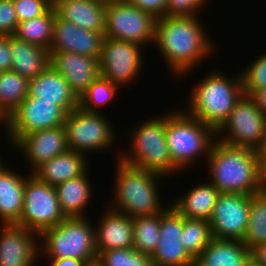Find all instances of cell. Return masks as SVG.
<instances>
[{
  "label": "cell",
  "instance_id": "6da1fadb",
  "mask_svg": "<svg viewBox=\"0 0 266 266\" xmlns=\"http://www.w3.org/2000/svg\"><path fill=\"white\" fill-rule=\"evenodd\" d=\"M203 26L198 16H164L156 20L154 45L172 74L178 75L176 78L188 75L215 52Z\"/></svg>",
  "mask_w": 266,
  "mask_h": 266
},
{
  "label": "cell",
  "instance_id": "7a4b0ae2",
  "mask_svg": "<svg viewBox=\"0 0 266 266\" xmlns=\"http://www.w3.org/2000/svg\"><path fill=\"white\" fill-rule=\"evenodd\" d=\"M209 181L220 193L253 195L266 187L255 150L216 139L208 158Z\"/></svg>",
  "mask_w": 266,
  "mask_h": 266
},
{
  "label": "cell",
  "instance_id": "3957f363",
  "mask_svg": "<svg viewBox=\"0 0 266 266\" xmlns=\"http://www.w3.org/2000/svg\"><path fill=\"white\" fill-rule=\"evenodd\" d=\"M114 198L111 209L131 218L161 213L167 205L160 200L158 185L164 176L128 165L116 158ZM158 188V189H157ZM161 201V202H160Z\"/></svg>",
  "mask_w": 266,
  "mask_h": 266
},
{
  "label": "cell",
  "instance_id": "277c9868",
  "mask_svg": "<svg viewBox=\"0 0 266 266\" xmlns=\"http://www.w3.org/2000/svg\"><path fill=\"white\" fill-rule=\"evenodd\" d=\"M197 84L187 100V113L217 131L244 94L241 74L233 78L213 70Z\"/></svg>",
  "mask_w": 266,
  "mask_h": 266
},
{
  "label": "cell",
  "instance_id": "5b68a950",
  "mask_svg": "<svg viewBox=\"0 0 266 266\" xmlns=\"http://www.w3.org/2000/svg\"><path fill=\"white\" fill-rule=\"evenodd\" d=\"M151 118L130 129V148L116 157L128 165L168 177L180 170L172 163L166 143V113Z\"/></svg>",
  "mask_w": 266,
  "mask_h": 266
},
{
  "label": "cell",
  "instance_id": "8992f818",
  "mask_svg": "<svg viewBox=\"0 0 266 266\" xmlns=\"http://www.w3.org/2000/svg\"><path fill=\"white\" fill-rule=\"evenodd\" d=\"M216 137L212 127L186 110L175 109L166 113V143L172 163L180 171L189 168L200 156L207 159Z\"/></svg>",
  "mask_w": 266,
  "mask_h": 266
},
{
  "label": "cell",
  "instance_id": "52a82bcc",
  "mask_svg": "<svg viewBox=\"0 0 266 266\" xmlns=\"http://www.w3.org/2000/svg\"><path fill=\"white\" fill-rule=\"evenodd\" d=\"M88 219L87 216L66 217L58 225L42 231L38 235L42 257L76 258L86 263L96 260L95 227Z\"/></svg>",
  "mask_w": 266,
  "mask_h": 266
},
{
  "label": "cell",
  "instance_id": "ba28073f",
  "mask_svg": "<svg viewBox=\"0 0 266 266\" xmlns=\"http://www.w3.org/2000/svg\"><path fill=\"white\" fill-rule=\"evenodd\" d=\"M106 117L103 111L87 112L79 106L67 113L64 127L68 150L85 155L89 152L110 151L117 137L111 120Z\"/></svg>",
  "mask_w": 266,
  "mask_h": 266
},
{
  "label": "cell",
  "instance_id": "9c48e42d",
  "mask_svg": "<svg viewBox=\"0 0 266 266\" xmlns=\"http://www.w3.org/2000/svg\"><path fill=\"white\" fill-rule=\"evenodd\" d=\"M26 179L22 214L15 224L38 235L61 223L66 216L61 210L55 186L38 180L33 174Z\"/></svg>",
  "mask_w": 266,
  "mask_h": 266
},
{
  "label": "cell",
  "instance_id": "30bf717a",
  "mask_svg": "<svg viewBox=\"0 0 266 266\" xmlns=\"http://www.w3.org/2000/svg\"><path fill=\"white\" fill-rule=\"evenodd\" d=\"M266 132V115L249 95L235 103L226 121L216 131V139L231 146L256 150Z\"/></svg>",
  "mask_w": 266,
  "mask_h": 266
},
{
  "label": "cell",
  "instance_id": "8fae6325",
  "mask_svg": "<svg viewBox=\"0 0 266 266\" xmlns=\"http://www.w3.org/2000/svg\"><path fill=\"white\" fill-rule=\"evenodd\" d=\"M156 18L126 0L106 4L105 38L124 40L145 47L155 41ZM147 44V45H146Z\"/></svg>",
  "mask_w": 266,
  "mask_h": 266
},
{
  "label": "cell",
  "instance_id": "7c38bea8",
  "mask_svg": "<svg viewBox=\"0 0 266 266\" xmlns=\"http://www.w3.org/2000/svg\"><path fill=\"white\" fill-rule=\"evenodd\" d=\"M66 115L67 113L54 102L39 101L38 98L27 96L3 123L7 131L3 133H7V141L13 147L31 132L64 126Z\"/></svg>",
  "mask_w": 266,
  "mask_h": 266
},
{
  "label": "cell",
  "instance_id": "4fadbf2b",
  "mask_svg": "<svg viewBox=\"0 0 266 266\" xmlns=\"http://www.w3.org/2000/svg\"><path fill=\"white\" fill-rule=\"evenodd\" d=\"M143 48L137 43L104 38L99 57L100 76L121 87L136 82L145 62Z\"/></svg>",
  "mask_w": 266,
  "mask_h": 266
},
{
  "label": "cell",
  "instance_id": "5bb4252c",
  "mask_svg": "<svg viewBox=\"0 0 266 266\" xmlns=\"http://www.w3.org/2000/svg\"><path fill=\"white\" fill-rule=\"evenodd\" d=\"M250 204L251 195L220 193L209 220L213 238L243 241Z\"/></svg>",
  "mask_w": 266,
  "mask_h": 266
},
{
  "label": "cell",
  "instance_id": "9a60e30c",
  "mask_svg": "<svg viewBox=\"0 0 266 266\" xmlns=\"http://www.w3.org/2000/svg\"><path fill=\"white\" fill-rule=\"evenodd\" d=\"M168 204L160 213V238L151 259L155 266H194L195 260L181 242L183 216Z\"/></svg>",
  "mask_w": 266,
  "mask_h": 266
},
{
  "label": "cell",
  "instance_id": "2e32d148",
  "mask_svg": "<svg viewBox=\"0 0 266 266\" xmlns=\"http://www.w3.org/2000/svg\"><path fill=\"white\" fill-rule=\"evenodd\" d=\"M26 157L32 174L39 166L68 150L64 126L43 129L23 136L13 147Z\"/></svg>",
  "mask_w": 266,
  "mask_h": 266
},
{
  "label": "cell",
  "instance_id": "e0dca14e",
  "mask_svg": "<svg viewBox=\"0 0 266 266\" xmlns=\"http://www.w3.org/2000/svg\"><path fill=\"white\" fill-rule=\"evenodd\" d=\"M38 242V234L25 227L2 225L0 266H36L35 263L41 257Z\"/></svg>",
  "mask_w": 266,
  "mask_h": 266
},
{
  "label": "cell",
  "instance_id": "ac0fdd59",
  "mask_svg": "<svg viewBox=\"0 0 266 266\" xmlns=\"http://www.w3.org/2000/svg\"><path fill=\"white\" fill-rule=\"evenodd\" d=\"M104 33L85 30L55 15L49 52H67L99 58Z\"/></svg>",
  "mask_w": 266,
  "mask_h": 266
},
{
  "label": "cell",
  "instance_id": "d6986e66",
  "mask_svg": "<svg viewBox=\"0 0 266 266\" xmlns=\"http://www.w3.org/2000/svg\"><path fill=\"white\" fill-rule=\"evenodd\" d=\"M50 65L63 76L79 99L100 76L99 58L67 52H50Z\"/></svg>",
  "mask_w": 266,
  "mask_h": 266
},
{
  "label": "cell",
  "instance_id": "ffe728a7",
  "mask_svg": "<svg viewBox=\"0 0 266 266\" xmlns=\"http://www.w3.org/2000/svg\"><path fill=\"white\" fill-rule=\"evenodd\" d=\"M103 213L94 226L97 256L106 250L133 247V218L108 206Z\"/></svg>",
  "mask_w": 266,
  "mask_h": 266
},
{
  "label": "cell",
  "instance_id": "44dd1931",
  "mask_svg": "<svg viewBox=\"0 0 266 266\" xmlns=\"http://www.w3.org/2000/svg\"><path fill=\"white\" fill-rule=\"evenodd\" d=\"M56 16L77 27L105 32L106 4L96 0H52Z\"/></svg>",
  "mask_w": 266,
  "mask_h": 266
},
{
  "label": "cell",
  "instance_id": "7402d4cb",
  "mask_svg": "<svg viewBox=\"0 0 266 266\" xmlns=\"http://www.w3.org/2000/svg\"><path fill=\"white\" fill-rule=\"evenodd\" d=\"M28 96L39 101L54 102L66 113L78 107V98L66 80L51 65L29 81Z\"/></svg>",
  "mask_w": 266,
  "mask_h": 266
},
{
  "label": "cell",
  "instance_id": "603a6c76",
  "mask_svg": "<svg viewBox=\"0 0 266 266\" xmlns=\"http://www.w3.org/2000/svg\"><path fill=\"white\" fill-rule=\"evenodd\" d=\"M11 170L3 162L0 164V224H16L22 214L24 204V175Z\"/></svg>",
  "mask_w": 266,
  "mask_h": 266
},
{
  "label": "cell",
  "instance_id": "cb8c5ba5",
  "mask_svg": "<svg viewBox=\"0 0 266 266\" xmlns=\"http://www.w3.org/2000/svg\"><path fill=\"white\" fill-rule=\"evenodd\" d=\"M87 160L85 154L67 150L39 166L32 174L38 180L56 186L89 171Z\"/></svg>",
  "mask_w": 266,
  "mask_h": 266
},
{
  "label": "cell",
  "instance_id": "d4e9b609",
  "mask_svg": "<svg viewBox=\"0 0 266 266\" xmlns=\"http://www.w3.org/2000/svg\"><path fill=\"white\" fill-rule=\"evenodd\" d=\"M250 260L251 250L242 241L213 238L194 266H246Z\"/></svg>",
  "mask_w": 266,
  "mask_h": 266
},
{
  "label": "cell",
  "instance_id": "484cf974",
  "mask_svg": "<svg viewBox=\"0 0 266 266\" xmlns=\"http://www.w3.org/2000/svg\"><path fill=\"white\" fill-rule=\"evenodd\" d=\"M11 70L29 80L34 79L50 65L48 49L10 36Z\"/></svg>",
  "mask_w": 266,
  "mask_h": 266
},
{
  "label": "cell",
  "instance_id": "4316f807",
  "mask_svg": "<svg viewBox=\"0 0 266 266\" xmlns=\"http://www.w3.org/2000/svg\"><path fill=\"white\" fill-rule=\"evenodd\" d=\"M189 189L171 205L185 218L209 221L220 192L209 181Z\"/></svg>",
  "mask_w": 266,
  "mask_h": 266
},
{
  "label": "cell",
  "instance_id": "83f0119b",
  "mask_svg": "<svg viewBox=\"0 0 266 266\" xmlns=\"http://www.w3.org/2000/svg\"><path fill=\"white\" fill-rule=\"evenodd\" d=\"M88 173L55 186L61 210L66 217H86L85 210L92 199Z\"/></svg>",
  "mask_w": 266,
  "mask_h": 266
},
{
  "label": "cell",
  "instance_id": "f1b7e54d",
  "mask_svg": "<svg viewBox=\"0 0 266 266\" xmlns=\"http://www.w3.org/2000/svg\"><path fill=\"white\" fill-rule=\"evenodd\" d=\"M29 81L12 70L0 72V124H3L28 96Z\"/></svg>",
  "mask_w": 266,
  "mask_h": 266
},
{
  "label": "cell",
  "instance_id": "f546056e",
  "mask_svg": "<svg viewBox=\"0 0 266 266\" xmlns=\"http://www.w3.org/2000/svg\"><path fill=\"white\" fill-rule=\"evenodd\" d=\"M55 10L51 6L43 15L19 22L13 36L17 39L50 49L53 38Z\"/></svg>",
  "mask_w": 266,
  "mask_h": 266
},
{
  "label": "cell",
  "instance_id": "4dcf8cb0",
  "mask_svg": "<svg viewBox=\"0 0 266 266\" xmlns=\"http://www.w3.org/2000/svg\"><path fill=\"white\" fill-rule=\"evenodd\" d=\"M248 225L243 243L249 250L266 243V187L251 195Z\"/></svg>",
  "mask_w": 266,
  "mask_h": 266
},
{
  "label": "cell",
  "instance_id": "1f68e13d",
  "mask_svg": "<svg viewBox=\"0 0 266 266\" xmlns=\"http://www.w3.org/2000/svg\"><path fill=\"white\" fill-rule=\"evenodd\" d=\"M160 236V213L133 218V248L140 253L152 255Z\"/></svg>",
  "mask_w": 266,
  "mask_h": 266
},
{
  "label": "cell",
  "instance_id": "d6a6232c",
  "mask_svg": "<svg viewBox=\"0 0 266 266\" xmlns=\"http://www.w3.org/2000/svg\"><path fill=\"white\" fill-rule=\"evenodd\" d=\"M213 235L209 221L190 219L183 216L181 242L187 253L195 260L212 241Z\"/></svg>",
  "mask_w": 266,
  "mask_h": 266
},
{
  "label": "cell",
  "instance_id": "836d02e7",
  "mask_svg": "<svg viewBox=\"0 0 266 266\" xmlns=\"http://www.w3.org/2000/svg\"><path fill=\"white\" fill-rule=\"evenodd\" d=\"M121 88L120 85L99 76L80 96L78 106L87 112L101 113L99 108L109 104Z\"/></svg>",
  "mask_w": 266,
  "mask_h": 266
},
{
  "label": "cell",
  "instance_id": "e575fe53",
  "mask_svg": "<svg viewBox=\"0 0 266 266\" xmlns=\"http://www.w3.org/2000/svg\"><path fill=\"white\" fill-rule=\"evenodd\" d=\"M103 266H155L151 255L133 247L106 250L97 256Z\"/></svg>",
  "mask_w": 266,
  "mask_h": 266
},
{
  "label": "cell",
  "instance_id": "d590c367",
  "mask_svg": "<svg viewBox=\"0 0 266 266\" xmlns=\"http://www.w3.org/2000/svg\"><path fill=\"white\" fill-rule=\"evenodd\" d=\"M246 68V69H245ZM240 73L243 92L249 95L252 91L266 89V52L247 65Z\"/></svg>",
  "mask_w": 266,
  "mask_h": 266
},
{
  "label": "cell",
  "instance_id": "8d00e7d4",
  "mask_svg": "<svg viewBox=\"0 0 266 266\" xmlns=\"http://www.w3.org/2000/svg\"><path fill=\"white\" fill-rule=\"evenodd\" d=\"M18 22L43 15L51 6L52 0H13Z\"/></svg>",
  "mask_w": 266,
  "mask_h": 266
},
{
  "label": "cell",
  "instance_id": "74e56055",
  "mask_svg": "<svg viewBox=\"0 0 266 266\" xmlns=\"http://www.w3.org/2000/svg\"><path fill=\"white\" fill-rule=\"evenodd\" d=\"M209 0H168L166 16H198ZM198 13V14H197Z\"/></svg>",
  "mask_w": 266,
  "mask_h": 266
},
{
  "label": "cell",
  "instance_id": "f35d334b",
  "mask_svg": "<svg viewBox=\"0 0 266 266\" xmlns=\"http://www.w3.org/2000/svg\"><path fill=\"white\" fill-rule=\"evenodd\" d=\"M18 23L13 0H0V36H13Z\"/></svg>",
  "mask_w": 266,
  "mask_h": 266
},
{
  "label": "cell",
  "instance_id": "ab89813d",
  "mask_svg": "<svg viewBox=\"0 0 266 266\" xmlns=\"http://www.w3.org/2000/svg\"><path fill=\"white\" fill-rule=\"evenodd\" d=\"M130 5L152 14L156 19L166 16L168 0H126Z\"/></svg>",
  "mask_w": 266,
  "mask_h": 266
},
{
  "label": "cell",
  "instance_id": "60d3db41",
  "mask_svg": "<svg viewBox=\"0 0 266 266\" xmlns=\"http://www.w3.org/2000/svg\"><path fill=\"white\" fill-rule=\"evenodd\" d=\"M10 36H0V72L11 70Z\"/></svg>",
  "mask_w": 266,
  "mask_h": 266
},
{
  "label": "cell",
  "instance_id": "b9f144b4",
  "mask_svg": "<svg viewBox=\"0 0 266 266\" xmlns=\"http://www.w3.org/2000/svg\"><path fill=\"white\" fill-rule=\"evenodd\" d=\"M46 262H49V266H85L84 260L76 258H46Z\"/></svg>",
  "mask_w": 266,
  "mask_h": 266
},
{
  "label": "cell",
  "instance_id": "7bdbcfd3",
  "mask_svg": "<svg viewBox=\"0 0 266 266\" xmlns=\"http://www.w3.org/2000/svg\"><path fill=\"white\" fill-rule=\"evenodd\" d=\"M262 176L266 179V132L259 147L255 150Z\"/></svg>",
  "mask_w": 266,
  "mask_h": 266
},
{
  "label": "cell",
  "instance_id": "ee69618b",
  "mask_svg": "<svg viewBox=\"0 0 266 266\" xmlns=\"http://www.w3.org/2000/svg\"><path fill=\"white\" fill-rule=\"evenodd\" d=\"M260 111L266 115V89L255 90L249 94Z\"/></svg>",
  "mask_w": 266,
  "mask_h": 266
},
{
  "label": "cell",
  "instance_id": "f6af8a7d",
  "mask_svg": "<svg viewBox=\"0 0 266 266\" xmlns=\"http://www.w3.org/2000/svg\"><path fill=\"white\" fill-rule=\"evenodd\" d=\"M251 259L260 266H266V243L258 245L251 250Z\"/></svg>",
  "mask_w": 266,
  "mask_h": 266
},
{
  "label": "cell",
  "instance_id": "bcb514c9",
  "mask_svg": "<svg viewBox=\"0 0 266 266\" xmlns=\"http://www.w3.org/2000/svg\"><path fill=\"white\" fill-rule=\"evenodd\" d=\"M85 266H103V265L98 259H96L94 261L87 262Z\"/></svg>",
  "mask_w": 266,
  "mask_h": 266
},
{
  "label": "cell",
  "instance_id": "7dc6e473",
  "mask_svg": "<svg viewBox=\"0 0 266 266\" xmlns=\"http://www.w3.org/2000/svg\"><path fill=\"white\" fill-rule=\"evenodd\" d=\"M96 1L103 2L105 4H109L110 2H117V1H122V0H96Z\"/></svg>",
  "mask_w": 266,
  "mask_h": 266
},
{
  "label": "cell",
  "instance_id": "c3c4849f",
  "mask_svg": "<svg viewBox=\"0 0 266 266\" xmlns=\"http://www.w3.org/2000/svg\"><path fill=\"white\" fill-rule=\"evenodd\" d=\"M246 266H260V265H258L254 260H250L247 264H246Z\"/></svg>",
  "mask_w": 266,
  "mask_h": 266
}]
</instances>
